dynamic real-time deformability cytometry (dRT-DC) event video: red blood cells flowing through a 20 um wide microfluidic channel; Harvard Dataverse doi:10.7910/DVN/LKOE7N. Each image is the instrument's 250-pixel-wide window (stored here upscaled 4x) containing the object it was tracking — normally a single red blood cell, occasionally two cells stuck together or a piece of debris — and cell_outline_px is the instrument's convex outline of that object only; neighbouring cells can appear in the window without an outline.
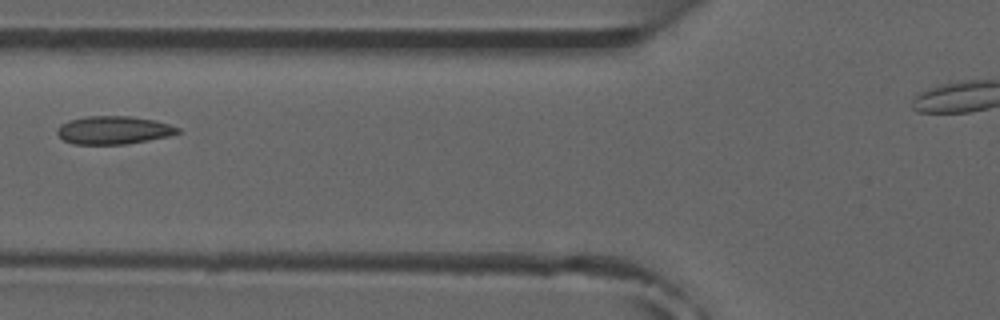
{"species": "common noctule bat (a hibernating species)", "species_latin": "Nyctalus noctula", "temperature_condition": "room temperature", "stored_images_in_passage": 3, "camera_frame_rate_fps": 3000, "um_per_image_px": 0.085, "animal": {"sex": "male", "forearm_length_mm": 52.5}, "frame": {"image": 1, "passage_image": 2, "time_ms": 1.333, "image_size_px": [1000, 320], "cell_outline_px": [[180, 132], [168, 136], [148, 140], [124, 144], [72, 144], [64, 140], [56, 132], [56, 128], [60, 124], [68, 120], [84, 116], [128, 116], [152, 120], [168, 124], [180, 128]], "centroid_in_image_um": [9.6, 11.06], "position_along_channel_um": 116.2, "area_um2": 19.65}}
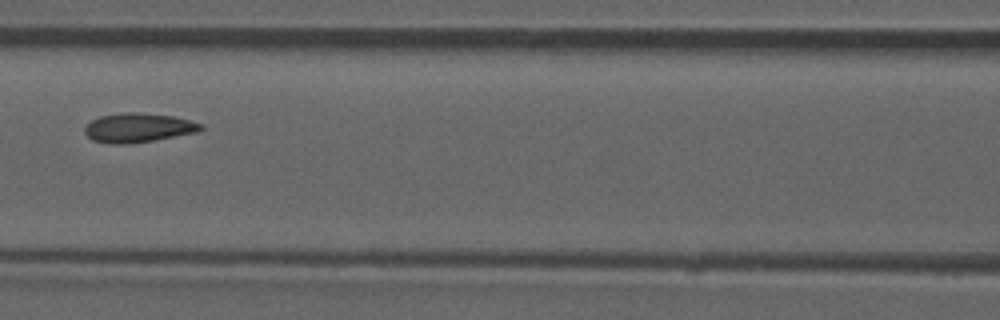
{"frame": {"image": 2, "passage_image": 3, "time_ms": 2.333, "image_size_px": [1000, 320], "cell_outline_px": [[204, 128], [200, 132], [128, 144], [112, 144], [92, 140], [84, 132], [84, 128], [92, 120], [100, 116], [124, 112], [136, 112], [172, 116], [204, 124]], "centroid_in_image_um": [11.76, 10.86], "position_along_channel_um": 154.8, "area_um2": 19.71}}